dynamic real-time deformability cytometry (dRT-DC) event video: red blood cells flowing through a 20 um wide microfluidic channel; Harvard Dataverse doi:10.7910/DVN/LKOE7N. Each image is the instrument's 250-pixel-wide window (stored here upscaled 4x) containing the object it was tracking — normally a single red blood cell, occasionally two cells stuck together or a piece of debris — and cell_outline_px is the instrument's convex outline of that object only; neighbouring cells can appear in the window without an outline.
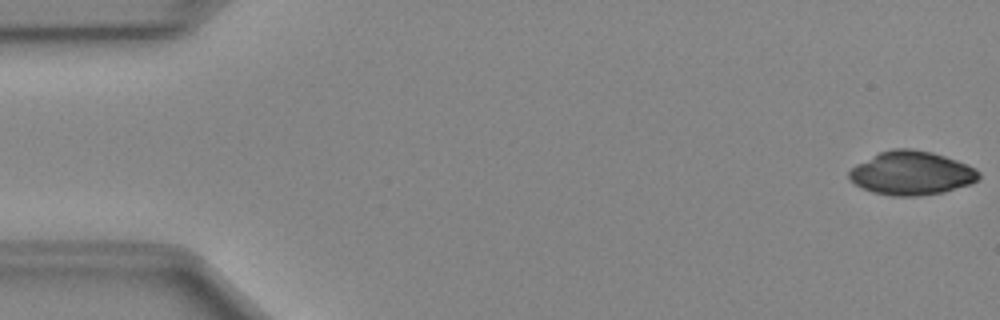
{"species": "Egyptian fruit bat (a non-hibernating species)", "species_latin": "Rousettus aegyptiacus", "temperature_condition": "cold", "stored_images_in_passage": 50, "camera_frame_rate_fps": 3000, "um_per_image_px": 0.085, "animal": {"sex": "female"}, "frame": {"image": 1, "passage_image": 1, "time_ms": 0.0, "image_size_px": [1000, 320], "cell_outline_px": [[980, 176], [976, 180], [968, 184], [944, 192], [920, 196], [892, 196], [872, 192], [860, 188], [848, 176], [848, 172], [856, 164], [880, 152], [892, 148], [912, 148], [932, 152], [968, 164], [976, 168], [980, 172]], "centroid_in_image_um": [77.47, 14.71], "position_along_channel_um": 7.5, "area_um2": 33.06}}
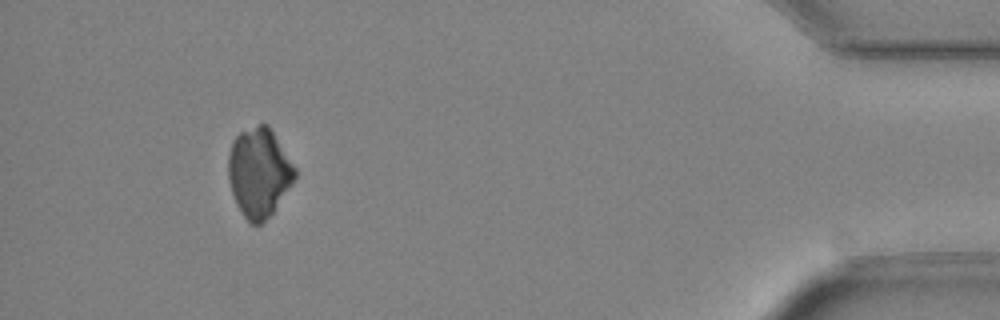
{"frame": {"image": 2, "passage_image": 46, "time_ms": 15.0, "image_size_px": [1000, 320], "cell_outline_px": [[296, 176], [272, 212], [260, 224], [252, 224], [244, 216], [232, 192], [228, 180], [228, 156], [232, 140], [240, 132], [260, 124], [268, 124], [296, 168]], "centroid_in_image_um": [22.0, 14.62], "position_along_channel_um": 413.2, "area_um2": 33.93}}